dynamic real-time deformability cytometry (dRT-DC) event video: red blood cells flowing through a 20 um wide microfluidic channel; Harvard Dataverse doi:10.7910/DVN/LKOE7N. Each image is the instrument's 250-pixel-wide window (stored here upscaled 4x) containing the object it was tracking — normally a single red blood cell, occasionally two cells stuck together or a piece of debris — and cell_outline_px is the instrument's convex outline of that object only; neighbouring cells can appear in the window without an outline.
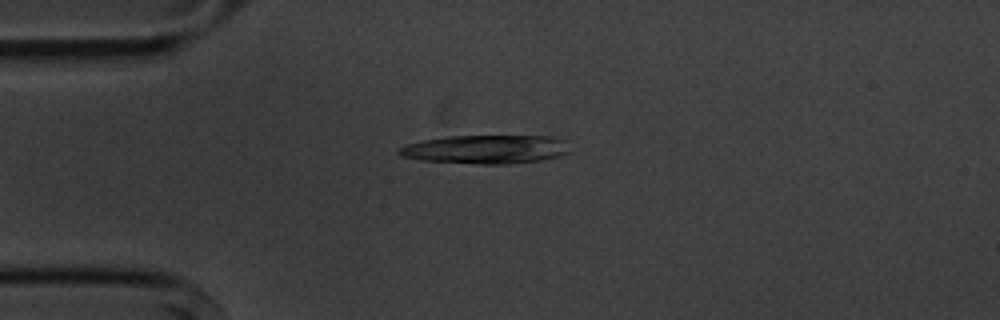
{"species": "common noctule bat (a hibernating species)", "species_latin": "Nyctalus noctula", "temperature_condition": "cold", "stored_images_in_passage": 5, "camera_frame_rate_fps": 3000, "um_per_image_px": 0.085, "animal": {"sex": "male", "body_mass_g": 20.1, "forearm_length_mm": 53.5}, "frame": {"image": 1, "passage_image": 2, "time_ms": 1.0, "image_size_px": [1000, 320], "cell_outline_px": [[572, 152], [540, 160], [508, 164], [480, 164], [420, 160], [400, 156], [396, 152], [396, 148], [408, 144], [424, 140], [448, 136], [556, 136], [564, 140]], "centroid_in_image_um": [41.28, 12.69], "position_along_channel_um": 43.7, "area_um2": 28.67}}